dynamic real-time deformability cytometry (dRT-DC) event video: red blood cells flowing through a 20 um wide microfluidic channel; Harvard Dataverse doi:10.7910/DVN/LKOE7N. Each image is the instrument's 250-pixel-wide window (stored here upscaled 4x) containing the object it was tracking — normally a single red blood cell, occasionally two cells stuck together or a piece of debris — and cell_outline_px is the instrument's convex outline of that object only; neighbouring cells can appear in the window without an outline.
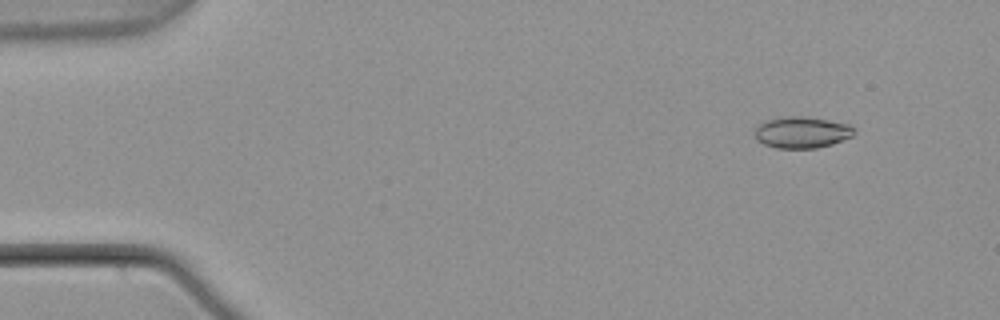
{"species": "common noctule bat (a hibernating species)", "species_latin": "Nyctalus noctula", "temperature_condition": "warm", "stored_images_in_passage": 4, "camera_frame_rate_fps": 3000, "um_per_image_px": 0.085, "animal": {"sex": "male", "body_mass_g": 21.5, "forearm_length_mm": 52.0}, "frame": {"image": 1, "passage_image": 1, "time_ms": 0.0, "image_size_px": [1000, 320], "cell_outline_px": [[856, 132], [852, 136], [832, 144], [816, 148], [776, 148], [764, 144], [756, 140], [756, 124], [764, 120], [784, 116], [804, 116], [828, 120], [848, 124], [856, 128]], "centroid_in_image_um": [68.14, 11.24], "position_along_channel_um": 16.9, "area_um2": 18.38}}